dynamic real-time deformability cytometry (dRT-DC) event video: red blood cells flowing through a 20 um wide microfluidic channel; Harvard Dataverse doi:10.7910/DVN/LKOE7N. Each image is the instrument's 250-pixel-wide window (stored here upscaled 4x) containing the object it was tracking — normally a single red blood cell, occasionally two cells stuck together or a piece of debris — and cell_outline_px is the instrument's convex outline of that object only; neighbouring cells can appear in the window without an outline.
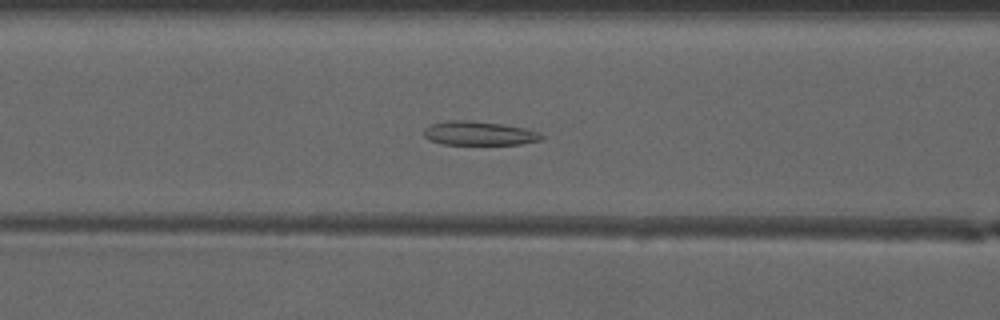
{"species": "common noctule bat (a hibernating species)", "species_latin": "Nyctalus noctula", "temperature_condition": "warm", "stored_images_in_passage": 52, "camera_frame_rate_fps": 3000, "um_per_image_px": 0.085, "animal": {"sex": "male", "forearm_length_mm": 52.5}, "frame": {"image": 1, "passage_image": 23, "time_ms": 7.333, "image_size_px": [1000, 320], "cell_outline_px": [[544, 136], [540, 140], [520, 144], [444, 144], [428, 140], [424, 136], [424, 128], [432, 124], [448, 120], [472, 120], [528, 128], [540, 132]], "centroid_in_image_um": [40.73, 11.32], "position_along_channel_um": 125.9, "area_um2": 16.47}}
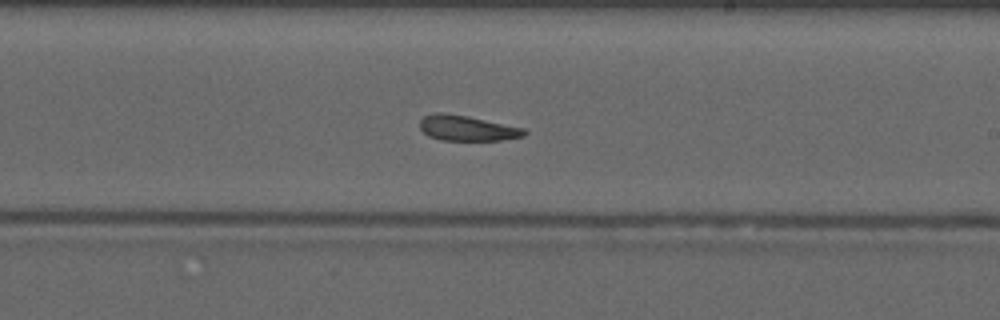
{"frame": {"image": 2, "passage_image": 32, "time_ms": 10.333, "image_size_px": [1000, 320], "cell_outline_px": [[528, 132], [524, 136], [500, 140], [440, 140], [428, 136], [420, 128], [420, 120], [424, 116], [436, 112], [448, 112], [468, 116], [524, 128]], "centroid_in_image_um": [39.68, 10.88], "position_along_channel_um": 249.3, "area_um2": 15.49}}
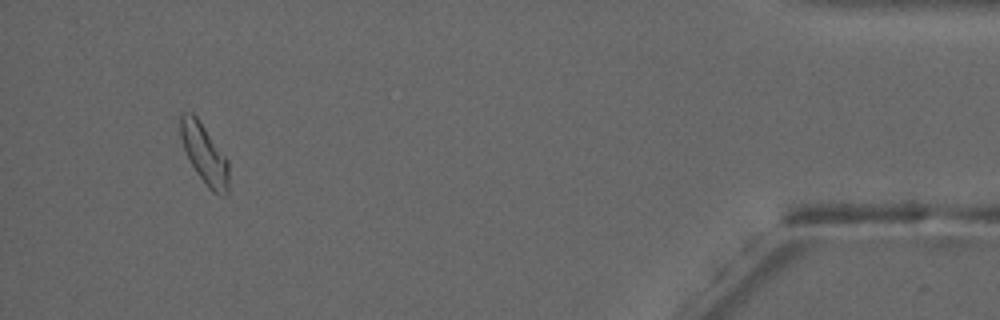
{"frame": {"image": 3, "passage_image": 49, "time_ms": 16.0, "image_size_px": [1000, 320], "cell_outline_px": [[228, 196], [224, 196], [212, 192], [208, 188], [196, 172], [184, 148], [180, 136], [180, 112], [192, 112], [196, 116], [228, 160]], "centroid_in_image_um": [17.37, 13.1], "position_along_channel_um": 417.8, "area_um2": 16.65}, "authors_computed_cell_mechanics": {"area_um2": 17.0221, "velocity_mm_per_s": 4.117, "shape_relaxation_time_tau1_ms": null, "shape_relaxation_time_tau2_ms": 3.1565, "deformation_change_tau1": null, "deformation_change_tau2": 0.1208}}